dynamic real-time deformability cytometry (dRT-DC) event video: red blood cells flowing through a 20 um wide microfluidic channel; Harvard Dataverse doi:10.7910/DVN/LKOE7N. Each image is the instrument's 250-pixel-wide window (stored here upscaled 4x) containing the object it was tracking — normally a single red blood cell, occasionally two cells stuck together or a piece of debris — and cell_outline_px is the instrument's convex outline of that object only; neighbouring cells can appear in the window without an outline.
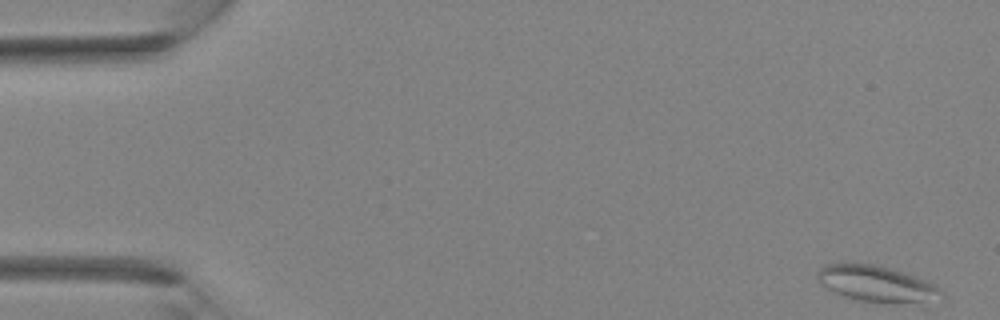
{"species": "Egyptian fruit bat (a non-hibernating species)", "species_latin": "Rousettus aegyptiacus", "temperature_condition": "room temperature", "stored_images_in_passage": 37, "camera_frame_rate_fps": 3000, "um_per_image_px": 0.085, "animal": {"sex": "female"}, "frame": {"image": 1, "passage_image": 1, "time_ms": 0.0, "image_size_px": [1000, 320], "cell_outline_px": [[944, 296], [896, 304], [892, 304], [860, 300], [844, 296], [832, 292], [820, 284], [820, 268], [824, 264], [844, 260], [872, 264], [904, 272], [916, 276], [936, 284], [944, 292]], "centroid_in_image_um": [74.45, 24.07], "position_along_channel_um": 10.6, "area_um2": 26.18}}
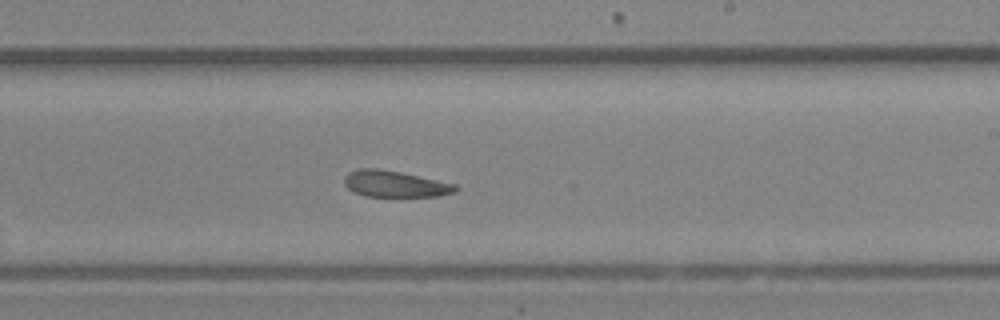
{"frame": {"image": 2, "passage_image": 22, "time_ms": 7.0, "image_size_px": [1000, 320], "cell_outline_px": [[460, 188], [456, 192], [440, 196], [364, 196], [348, 188], [344, 184], [344, 176], [348, 172], [356, 168], [376, 168], [400, 172], [456, 184]], "centroid_in_image_um": [33.57, 15.63], "position_along_channel_um": 255.4, "area_um2": 17.11}}
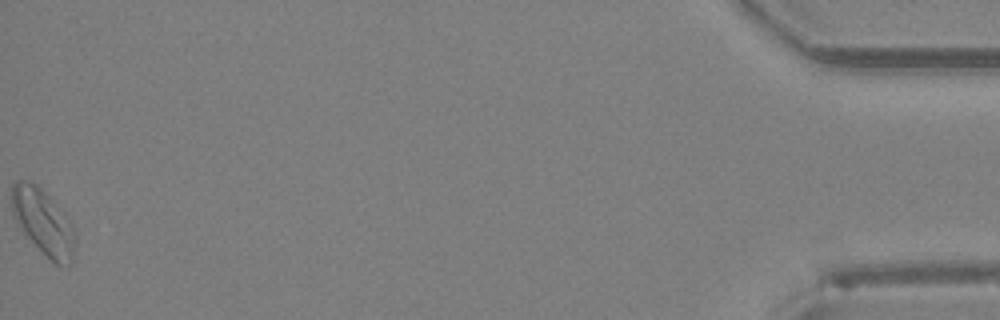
{"frame": {"image": 3, "passage_image": 37, "time_ms": 12.0, "image_size_px": [1000, 320], "cell_outline_px": [[76, 244], [72, 264], [68, 268], [56, 264], [24, 232], [12, 216], [12, 184], [16, 180], [28, 180], [36, 184], [64, 212], [76, 236]], "centroid_in_image_um": [3.7, 18.88], "position_along_channel_um": 431.5, "area_um2": 23.99}}